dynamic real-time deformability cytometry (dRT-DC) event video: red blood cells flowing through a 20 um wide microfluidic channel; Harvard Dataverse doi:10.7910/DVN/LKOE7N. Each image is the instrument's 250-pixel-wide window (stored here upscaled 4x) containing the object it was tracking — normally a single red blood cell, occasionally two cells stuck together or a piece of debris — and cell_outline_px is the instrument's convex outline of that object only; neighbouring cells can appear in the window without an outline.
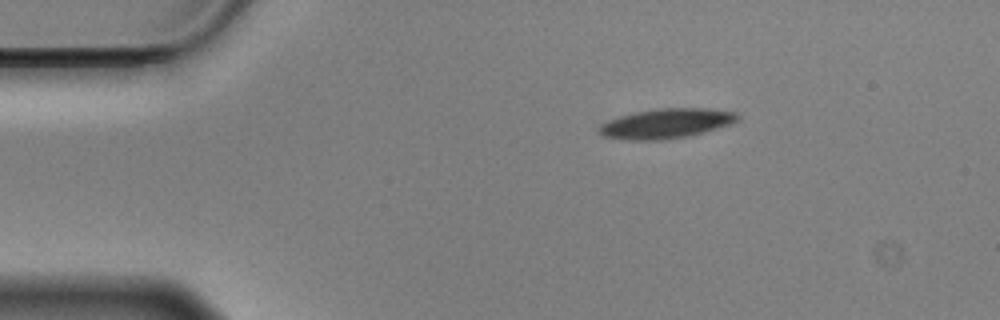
{"species": "Egyptian fruit bat (a non-hibernating species)", "species_latin": "Rousettus aegyptiacus", "temperature_condition": "cold", "stored_images_in_passage": 48, "camera_frame_rate_fps": 3000, "um_per_image_px": 0.085, "animal": {"sex": "male"}, "frame": {"image": 1, "passage_image": 1, "time_ms": 0.0, "image_size_px": [1000, 320], "cell_outline_px": [[740, 120], [732, 124], [704, 132], [684, 136], [660, 140], [628, 140], [600, 136], [596, 132], [596, 128], [600, 124], [608, 120], [632, 112], [656, 108], [708, 108], [736, 112], [740, 116]], "centroid_in_image_um": [56.59, 10.49], "position_along_channel_um": 28.4, "area_um2": 24.39}}
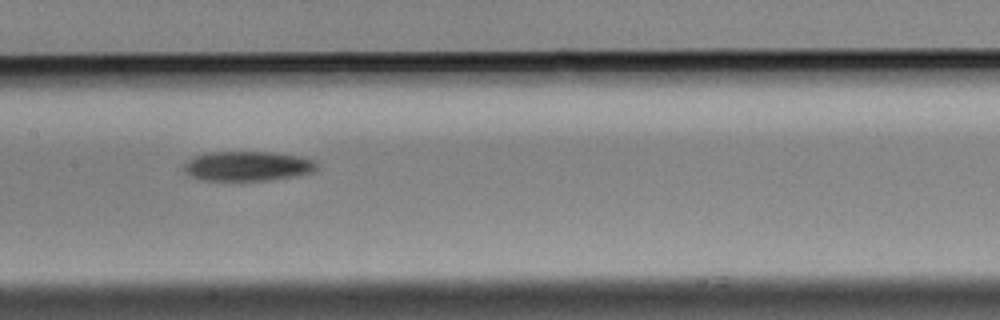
{"frame": {"image": 2, "passage_image": 19, "time_ms": 6.0, "image_size_px": [1000, 320], "cell_outline_px": [[316, 168], [312, 172], [296, 176], [268, 180], [200, 180], [192, 176], [184, 168], [184, 164], [188, 160], [196, 156], [212, 152], [268, 152], [300, 156], [316, 160]], "centroid_in_image_um": [21.08, 14.12], "position_along_channel_um": 186.3, "area_um2": 22.72}}
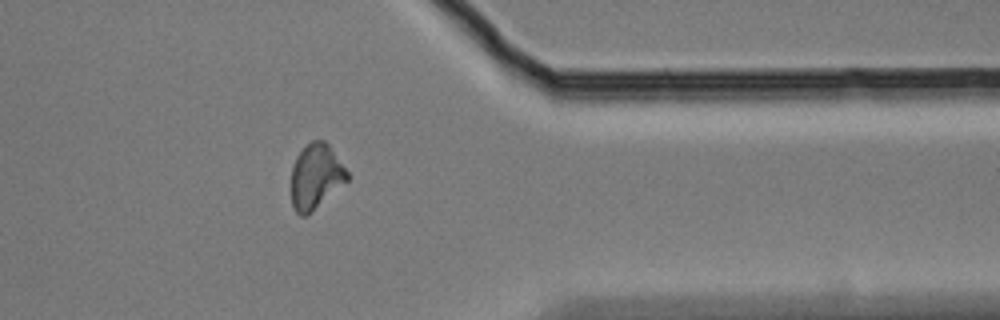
{"frame": {"image": 3, "passage_image": 37, "time_ms": 12.0, "image_size_px": [1000, 320], "cell_outline_px": [[352, 176], [348, 180], [304, 216], [300, 216], [296, 212], [292, 204], [292, 168], [296, 156], [312, 140], [324, 140], [328, 144]], "centroid_in_image_um": [26.86, 14.96], "position_along_channel_um": 384.5, "area_um2": 20.75}, "authors_computed_cell_mechanics": {"area_um2": 22.4553, "velocity_mm_per_s": 3.5217, "shape_relaxation_time_tau1_ms": 5.2717, "shape_relaxation_time_tau2_ms": null, "deformation_change_tau1": 0.152, "deformation_change_tau2": null}}